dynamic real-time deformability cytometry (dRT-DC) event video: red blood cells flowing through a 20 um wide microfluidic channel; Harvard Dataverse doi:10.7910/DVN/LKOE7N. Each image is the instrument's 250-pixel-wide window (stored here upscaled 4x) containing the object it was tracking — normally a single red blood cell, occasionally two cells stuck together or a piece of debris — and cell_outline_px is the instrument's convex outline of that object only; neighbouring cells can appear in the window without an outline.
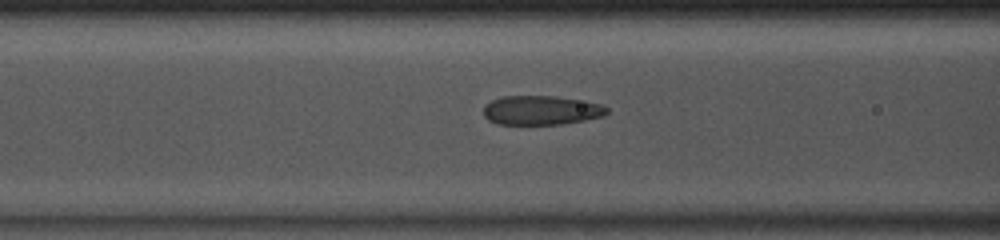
{"species": "common noctule bat (a hibernating species)", "species_latin": "Nyctalus noctula", "temperature_condition": "room temperature", "stored_images_in_passage": 49, "camera_frame_rate_fps": 3000, "um_per_image_px": 0.085, "animal": {"sex": "male", "body_mass_g": 13.0, "forearm_length_mm": 53.1}, "frame": {"image": 1, "passage_image": 20, "time_ms": 6.333, "image_size_px": [1000, 240], "cell_outline_px": [[608, 112], [604, 116], [584, 120], [560, 124], [496, 124], [488, 120], [484, 116], [484, 108], [492, 100], [504, 96], [556, 96], [600, 104], [608, 108]], "centroid_in_image_um": [46.0, 9.38], "position_along_channel_um": 120.6, "area_um2": 20.81}}
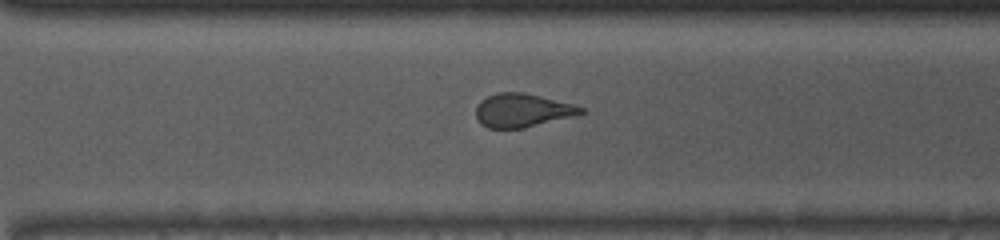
{"frame": {"image": 2, "passage_image": 35, "time_ms": 11.333, "image_size_px": [1000, 240], "cell_outline_px": [[584, 112], [572, 116], [520, 128], [488, 128], [480, 124], [476, 120], [476, 108], [480, 100], [488, 96], [500, 92], [524, 92], [572, 104], [584, 108]], "centroid_in_image_um": [44.33, 9.37], "position_along_channel_um": 326.3, "area_um2": 20.17}}
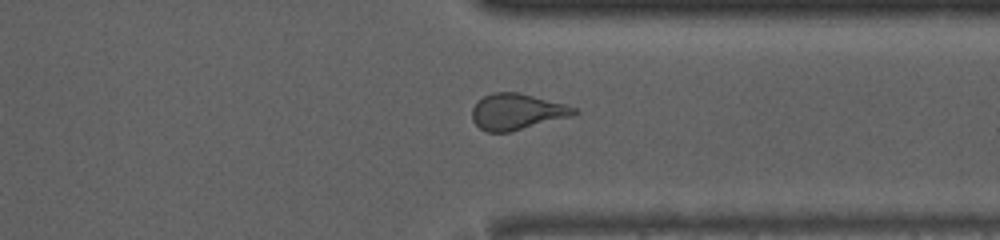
{"frame": {"image": 3, "passage_image": 38, "time_ms": 12.333, "image_size_px": [1000, 240], "cell_outline_px": [[580, 112], [572, 116], [508, 132], [488, 132], [480, 128], [472, 120], [472, 108], [484, 96], [492, 92], [516, 92], [564, 104], [576, 108]], "centroid_in_image_um": [43.93, 9.5], "position_along_channel_um": 367.5, "area_um2": 21.1}, "authors_computed_cell_mechanics": {"area_um2": 22.3686, "velocity_mm_per_s": 4.1155, "shape_relaxation_time_tau1_ms": 5.2392, "shape_relaxation_time_tau2_ms": 0.9821, "deformation_change_tau1": 0.1571, "deformation_change_tau2": 0.0728}}